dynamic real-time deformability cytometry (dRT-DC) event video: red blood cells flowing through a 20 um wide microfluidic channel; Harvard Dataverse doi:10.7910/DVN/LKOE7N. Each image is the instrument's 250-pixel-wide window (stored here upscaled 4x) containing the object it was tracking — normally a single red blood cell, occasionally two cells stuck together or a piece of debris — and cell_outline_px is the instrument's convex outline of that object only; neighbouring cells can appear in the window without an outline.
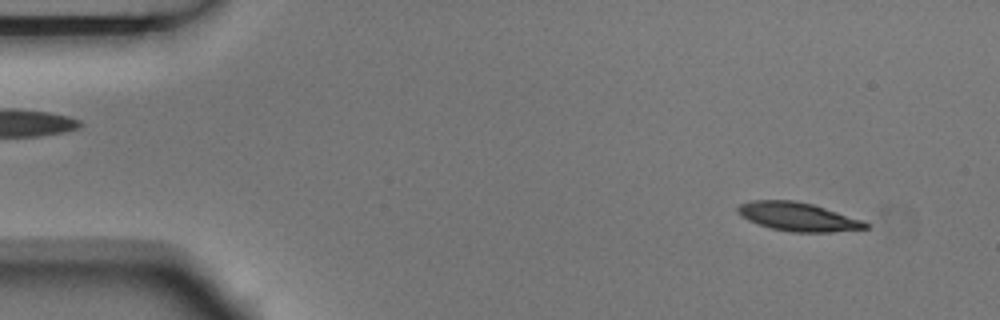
{"species": "Egyptian fruit bat (a non-hibernating species)", "species_latin": "Rousettus aegyptiacus", "temperature_condition": "room temperature", "stored_images_in_passage": 5, "segment_of_instrument_passage": [1, 2], "camera_frame_rate_fps": 3000, "um_per_image_px": 0.085, "animal": {"sex": "male"}, "frame": {"image": 1, "passage_image": 1, "time_ms": 0.0, "image_size_px": [1000, 320], "cell_outline_px": [[868, 228], [832, 232], [792, 232], [772, 228], [748, 220], [740, 216], [736, 212], [736, 208], [740, 204], [752, 200], [796, 200], [812, 204], [864, 220], [868, 224]], "centroid_in_image_um": [67.81, 18.41], "position_along_channel_um": 17.2, "area_um2": 21.27}}